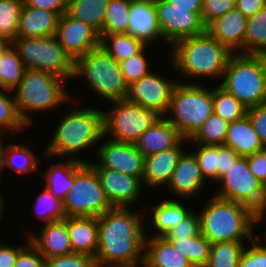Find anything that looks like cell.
Segmentation results:
<instances>
[{"label": "cell", "instance_id": "33", "mask_svg": "<svg viewBox=\"0 0 266 267\" xmlns=\"http://www.w3.org/2000/svg\"><path fill=\"white\" fill-rule=\"evenodd\" d=\"M194 267H205L212 243L201 233L190 238H166Z\"/></svg>", "mask_w": 266, "mask_h": 267}, {"label": "cell", "instance_id": "54", "mask_svg": "<svg viewBox=\"0 0 266 267\" xmlns=\"http://www.w3.org/2000/svg\"><path fill=\"white\" fill-rule=\"evenodd\" d=\"M24 4L29 7L57 12L60 16L67 11L65 0H24Z\"/></svg>", "mask_w": 266, "mask_h": 267}, {"label": "cell", "instance_id": "7", "mask_svg": "<svg viewBox=\"0 0 266 267\" xmlns=\"http://www.w3.org/2000/svg\"><path fill=\"white\" fill-rule=\"evenodd\" d=\"M201 85L179 80L164 116L186 140H190L213 113L212 90Z\"/></svg>", "mask_w": 266, "mask_h": 267}, {"label": "cell", "instance_id": "55", "mask_svg": "<svg viewBox=\"0 0 266 267\" xmlns=\"http://www.w3.org/2000/svg\"><path fill=\"white\" fill-rule=\"evenodd\" d=\"M266 6V0H236V8L249 18Z\"/></svg>", "mask_w": 266, "mask_h": 267}, {"label": "cell", "instance_id": "51", "mask_svg": "<svg viewBox=\"0 0 266 267\" xmlns=\"http://www.w3.org/2000/svg\"><path fill=\"white\" fill-rule=\"evenodd\" d=\"M250 171L266 187V148L246 156Z\"/></svg>", "mask_w": 266, "mask_h": 267}, {"label": "cell", "instance_id": "21", "mask_svg": "<svg viewBox=\"0 0 266 267\" xmlns=\"http://www.w3.org/2000/svg\"><path fill=\"white\" fill-rule=\"evenodd\" d=\"M189 141L184 139L177 147L144 157L143 187L160 188L167 186L179 158L184 153V145Z\"/></svg>", "mask_w": 266, "mask_h": 267}, {"label": "cell", "instance_id": "1", "mask_svg": "<svg viewBox=\"0 0 266 267\" xmlns=\"http://www.w3.org/2000/svg\"><path fill=\"white\" fill-rule=\"evenodd\" d=\"M139 211L113 207L97 217L98 267H132L144 254L147 222Z\"/></svg>", "mask_w": 266, "mask_h": 267}, {"label": "cell", "instance_id": "53", "mask_svg": "<svg viewBox=\"0 0 266 267\" xmlns=\"http://www.w3.org/2000/svg\"><path fill=\"white\" fill-rule=\"evenodd\" d=\"M26 244L20 246L8 245L5 241L0 240V267H13L19 252L30 242L28 235H26Z\"/></svg>", "mask_w": 266, "mask_h": 267}, {"label": "cell", "instance_id": "45", "mask_svg": "<svg viewBox=\"0 0 266 267\" xmlns=\"http://www.w3.org/2000/svg\"><path fill=\"white\" fill-rule=\"evenodd\" d=\"M262 237L256 236L246 244L241 255L239 267H266V244ZM266 239L264 240V242ZM251 246H249V245Z\"/></svg>", "mask_w": 266, "mask_h": 267}, {"label": "cell", "instance_id": "20", "mask_svg": "<svg viewBox=\"0 0 266 267\" xmlns=\"http://www.w3.org/2000/svg\"><path fill=\"white\" fill-rule=\"evenodd\" d=\"M128 33L146 46L162 38L155 2L131 0Z\"/></svg>", "mask_w": 266, "mask_h": 267}, {"label": "cell", "instance_id": "36", "mask_svg": "<svg viewBox=\"0 0 266 267\" xmlns=\"http://www.w3.org/2000/svg\"><path fill=\"white\" fill-rule=\"evenodd\" d=\"M212 89L213 113L227 122L243 118L247 109L219 84Z\"/></svg>", "mask_w": 266, "mask_h": 267}, {"label": "cell", "instance_id": "8", "mask_svg": "<svg viewBox=\"0 0 266 267\" xmlns=\"http://www.w3.org/2000/svg\"><path fill=\"white\" fill-rule=\"evenodd\" d=\"M73 77L86 80L89 89L107 102L126 99L128 84L119 63L100 46L75 61Z\"/></svg>", "mask_w": 266, "mask_h": 267}, {"label": "cell", "instance_id": "10", "mask_svg": "<svg viewBox=\"0 0 266 267\" xmlns=\"http://www.w3.org/2000/svg\"><path fill=\"white\" fill-rule=\"evenodd\" d=\"M63 202L67 217H98L113 208L89 163H81L74 170V184Z\"/></svg>", "mask_w": 266, "mask_h": 267}, {"label": "cell", "instance_id": "35", "mask_svg": "<svg viewBox=\"0 0 266 267\" xmlns=\"http://www.w3.org/2000/svg\"><path fill=\"white\" fill-rule=\"evenodd\" d=\"M244 54L266 55V6L247 20Z\"/></svg>", "mask_w": 266, "mask_h": 267}, {"label": "cell", "instance_id": "30", "mask_svg": "<svg viewBox=\"0 0 266 267\" xmlns=\"http://www.w3.org/2000/svg\"><path fill=\"white\" fill-rule=\"evenodd\" d=\"M29 145L26 144H18L16 142L5 144L3 150V163H2V173L3 170L8 171L13 170L15 173L21 174H29L31 172L40 173L41 167H38L40 164V158L38 159L39 155L37 156L34 154L29 148ZM8 168V169H7Z\"/></svg>", "mask_w": 266, "mask_h": 267}, {"label": "cell", "instance_id": "17", "mask_svg": "<svg viewBox=\"0 0 266 267\" xmlns=\"http://www.w3.org/2000/svg\"><path fill=\"white\" fill-rule=\"evenodd\" d=\"M94 169L112 207L130 208L138 203V199L141 200L144 187L139 178L108 168Z\"/></svg>", "mask_w": 266, "mask_h": 267}, {"label": "cell", "instance_id": "24", "mask_svg": "<svg viewBox=\"0 0 266 267\" xmlns=\"http://www.w3.org/2000/svg\"><path fill=\"white\" fill-rule=\"evenodd\" d=\"M60 15L54 11L23 5L17 37L55 36Z\"/></svg>", "mask_w": 266, "mask_h": 267}, {"label": "cell", "instance_id": "18", "mask_svg": "<svg viewBox=\"0 0 266 267\" xmlns=\"http://www.w3.org/2000/svg\"><path fill=\"white\" fill-rule=\"evenodd\" d=\"M196 157L192 152H185L179 158L172 177L167 184L168 192L180 200L192 199L206 187ZM195 195V196H194Z\"/></svg>", "mask_w": 266, "mask_h": 267}, {"label": "cell", "instance_id": "27", "mask_svg": "<svg viewBox=\"0 0 266 267\" xmlns=\"http://www.w3.org/2000/svg\"><path fill=\"white\" fill-rule=\"evenodd\" d=\"M151 211L150 218L153 230L152 237H164L171 229L175 228L193 209L187 208L179 199H163Z\"/></svg>", "mask_w": 266, "mask_h": 267}, {"label": "cell", "instance_id": "23", "mask_svg": "<svg viewBox=\"0 0 266 267\" xmlns=\"http://www.w3.org/2000/svg\"><path fill=\"white\" fill-rule=\"evenodd\" d=\"M184 138L180 132L163 117L149 127L134 143L136 149L144 156L177 147Z\"/></svg>", "mask_w": 266, "mask_h": 267}, {"label": "cell", "instance_id": "43", "mask_svg": "<svg viewBox=\"0 0 266 267\" xmlns=\"http://www.w3.org/2000/svg\"><path fill=\"white\" fill-rule=\"evenodd\" d=\"M192 153L198 161L201 174L205 181L208 179L215 184L217 183V166H218V145H201L196 144ZM216 181V182H215Z\"/></svg>", "mask_w": 266, "mask_h": 267}, {"label": "cell", "instance_id": "37", "mask_svg": "<svg viewBox=\"0 0 266 267\" xmlns=\"http://www.w3.org/2000/svg\"><path fill=\"white\" fill-rule=\"evenodd\" d=\"M250 241L217 242L212 244L209 261L205 267H239L246 243Z\"/></svg>", "mask_w": 266, "mask_h": 267}, {"label": "cell", "instance_id": "28", "mask_svg": "<svg viewBox=\"0 0 266 267\" xmlns=\"http://www.w3.org/2000/svg\"><path fill=\"white\" fill-rule=\"evenodd\" d=\"M144 254L160 267H194L165 237L148 236Z\"/></svg>", "mask_w": 266, "mask_h": 267}, {"label": "cell", "instance_id": "38", "mask_svg": "<svg viewBox=\"0 0 266 267\" xmlns=\"http://www.w3.org/2000/svg\"><path fill=\"white\" fill-rule=\"evenodd\" d=\"M13 93L0 88V132L14 135V133L19 134L25 128L28 129V126L18 113Z\"/></svg>", "mask_w": 266, "mask_h": 267}, {"label": "cell", "instance_id": "50", "mask_svg": "<svg viewBox=\"0 0 266 267\" xmlns=\"http://www.w3.org/2000/svg\"><path fill=\"white\" fill-rule=\"evenodd\" d=\"M246 115L250 119L262 145L266 148V102L255 107L248 108Z\"/></svg>", "mask_w": 266, "mask_h": 267}, {"label": "cell", "instance_id": "26", "mask_svg": "<svg viewBox=\"0 0 266 267\" xmlns=\"http://www.w3.org/2000/svg\"><path fill=\"white\" fill-rule=\"evenodd\" d=\"M224 145L231 147L242 157L264 149L247 115L229 123Z\"/></svg>", "mask_w": 266, "mask_h": 267}, {"label": "cell", "instance_id": "61", "mask_svg": "<svg viewBox=\"0 0 266 267\" xmlns=\"http://www.w3.org/2000/svg\"><path fill=\"white\" fill-rule=\"evenodd\" d=\"M9 44H10L9 42L0 39V56H1V54L3 53L4 49H5Z\"/></svg>", "mask_w": 266, "mask_h": 267}, {"label": "cell", "instance_id": "39", "mask_svg": "<svg viewBox=\"0 0 266 267\" xmlns=\"http://www.w3.org/2000/svg\"><path fill=\"white\" fill-rule=\"evenodd\" d=\"M39 192L34 203L33 213L37 216L39 223L47 224L55 221L64 220L66 212L64 202L56 198L45 186Z\"/></svg>", "mask_w": 266, "mask_h": 267}, {"label": "cell", "instance_id": "44", "mask_svg": "<svg viewBox=\"0 0 266 267\" xmlns=\"http://www.w3.org/2000/svg\"><path fill=\"white\" fill-rule=\"evenodd\" d=\"M147 48L145 46L138 54L119 62L120 70L128 85L151 72V69H149L151 64H149L147 55H145Z\"/></svg>", "mask_w": 266, "mask_h": 267}, {"label": "cell", "instance_id": "5", "mask_svg": "<svg viewBox=\"0 0 266 267\" xmlns=\"http://www.w3.org/2000/svg\"><path fill=\"white\" fill-rule=\"evenodd\" d=\"M65 79L49 72L26 69L23 79L13 91L17 110L29 127L34 122L33 115L59 107L68 102L72 95L65 89ZM31 124V125H30Z\"/></svg>", "mask_w": 266, "mask_h": 267}, {"label": "cell", "instance_id": "29", "mask_svg": "<svg viewBox=\"0 0 266 267\" xmlns=\"http://www.w3.org/2000/svg\"><path fill=\"white\" fill-rule=\"evenodd\" d=\"M77 160L67 159L64 162L51 164L46 167L44 186L58 199L64 201L67 193L74 184V170L81 164Z\"/></svg>", "mask_w": 266, "mask_h": 267}, {"label": "cell", "instance_id": "58", "mask_svg": "<svg viewBox=\"0 0 266 267\" xmlns=\"http://www.w3.org/2000/svg\"><path fill=\"white\" fill-rule=\"evenodd\" d=\"M3 137L6 138L5 133L0 132V180L2 181V163H3V150L5 147L6 142L3 141ZM1 184V183H0Z\"/></svg>", "mask_w": 266, "mask_h": 267}, {"label": "cell", "instance_id": "41", "mask_svg": "<svg viewBox=\"0 0 266 267\" xmlns=\"http://www.w3.org/2000/svg\"><path fill=\"white\" fill-rule=\"evenodd\" d=\"M229 122L212 113L197 133L188 141L201 145H224Z\"/></svg>", "mask_w": 266, "mask_h": 267}, {"label": "cell", "instance_id": "49", "mask_svg": "<svg viewBox=\"0 0 266 267\" xmlns=\"http://www.w3.org/2000/svg\"><path fill=\"white\" fill-rule=\"evenodd\" d=\"M13 267H46V259L29 242L19 252Z\"/></svg>", "mask_w": 266, "mask_h": 267}, {"label": "cell", "instance_id": "62", "mask_svg": "<svg viewBox=\"0 0 266 267\" xmlns=\"http://www.w3.org/2000/svg\"><path fill=\"white\" fill-rule=\"evenodd\" d=\"M145 1H153V2H156V1H158V0H145Z\"/></svg>", "mask_w": 266, "mask_h": 267}, {"label": "cell", "instance_id": "47", "mask_svg": "<svg viewBox=\"0 0 266 267\" xmlns=\"http://www.w3.org/2000/svg\"><path fill=\"white\" fill-rule=\"evenodd\" d=\"M46 267H98V265L95 258L72 252L47 259Z\"/></svg>", "mask_w": 266, "mask_h": 267}, {"label": "cell", "instance_id": "15", "mask_svg": "<svg viewBox=\"0 0 266 267\" xmlns=\"http://www.w3.org/2000/svg\"><path fill=\"white\" fill-rule=\"evenodd\" d=\"M98 144L96 161L89 163L93 168H108L131 175L142 181L144 172V156L134 144L106 139Z\"/></svg>", "mask_w": 266, "mask_h": 267}, {"label": "cell", "instance_id": "59", "mask_svg": "<svg viewBox=\"0 0 266 267\" xmlns=\"http://www.w3.org/2000/svg\"><path fill=\"white\" fill-rule=\"evenodd\" d=\"M3 194L0 193V221L2 220V217L4 216L5 213V208H6V203H5V198H3ZM1 223V222H0Z\"/></svg>", "mask_w": 266, "mask_h": 267}, {"label": "cell", "instance_id": "40", "mask_svg": "<svg viewBox=\"0 0 266 267\" xmlns=\"http://www.w3.org/2000/svg\"><path fill=\"white\" fill-rule=\"evenodd\" d=\"M24 0H0V39L11 43L17 38Z\"/></svg>", "mask_w": 266, "mask_h": 267}, {"label": "cell", "instance_id": "25", "mask_svg": "<svg viewBox=\"0 0 266 267\" xmlns=\"http://www.w3.org/2000/svg\"><path fill=\"white\" fill-rule=\"evenodd\" d=\"M67 230L73 253L95 258L98 249L97 217H67Z\"/></svg>", "mask_w": 266, "mask_h": 267}, {"label": "cell", "instance_id": "34", "mask_svg": "<svg viewBox=\"0 0 266 267\" xmlns=\"http://www.w3.org/2000/svg\"><path fill=\"white\" fill-rule=\"evenodd\" d=\"M26 67L10 43L0 56V88L14 91L21 83Z\"/></svg>", "mask_w": 266, "mask_h": 267}, {"label": "cell", "instance_id": "9", "mask_svg": "<svg viewBox=\"0 0 266 267\" xmlns=\"http://www.w3.org/2000/svg\"><path fill=\"white\" fill-rule=\"evenodd\" d=\"M11 44L18 51L26 69L42 70L65 80L74 78L75 62L59 44L56 36L17 37Z\"/></svg>", "mask_w": 266, "mask_h": 267}, {"label": "cell", "instance_id": "32", "mask_svg": "<svg viewBox=\"0 0 266 267\" xmlns=\"http://www.w3.org/2000/svg\"><path fill=\"white\" fill-rule=\"evenodd\" d=\"M145 46L142 41L132 37L129 33L100 36V47L118 63L138 54Z\"/></svg>", "mask_w": 266, "mask_h": 267}, {"label": "cell", "instance_id": "52", "mask_svg": "<svg viewBox=\"0 0 266 267\" xmlns=\"http://www.w3.org/2000/svg\"><path fill=\"white\" fill-rule=\"evenodd\" d=\"M240 156L227 145H218L217 181Z\"/></svg>", "mask_w": 266, "mask_h": 267}, {"label": "cell", "instance_id": "4", "mask_svg": "<svg viewBox=\"0 0 266 267\" xmlns=\"http://www.w3.org/2000/svg\"><path fill=\"white\" fill-rule=\"evenodd\" d=\"M199 210L200 233L212 244L217 242L251 241L258 214L250 207L214 195Z\"/></svg>", "mask_w": 266, "mask_h": 267}, {"label": "cell", "instance_id": "57", "mask_svg": "<svg viewBox=\"0 0 266 267\" xmlns=\"http://www.w3.org/2000/svg\"><path fill=\"white\" fill-rule=\"evenodd\" d=\"M132 267H160L154 263L150 258L143 254L139 259L136 260Z\"/></svg>", "mask_w": 266, "mask_h": 267}, {"label": "cell", "instance_id": "22", "mask_svg": "<svg viewBox=\"0 0 266 267\" xmlns=\"http://www.w3.org/2000/svg\"><path fill=\"white\" fill-rule=\"evenodd\" d=\"M42 225V231L38 235L29 230L26 234L30 243L46 260L73 252L67 230V217L64 220Z\"/></svg>", "mask_w": 266, "mask_h": 267}, {"label": "cell", "instance_id": "19", "mask_svg": "<svg viewBox=\"0 0 266 267\" xmlns=\"http://www.w3.org/2000/svg\"><path fill=\"white\" fill-rule=\"evenodd\" d=\"M247 20L248 18L235 8L216 18L206 27V31L231 52L244 54Z\"/></svg>", "mask_w": 266, "mask_h": 267}, {"label": "cell", "instance_id": "56", "mask_svg": "<svg viewBox=\"0 0 266 267\" xmlns=\"http://www.w3.org/2000/svg\"><path fill=\"white\" fill-rule=\"evenodd\" d=\"M173 4V7L193 8V12L201 16L202 0H167Z\"/></svg>", "mask_w": 266, "mask_h": 267}, {"label": "cell", "instance_id": "60", "mask_svg": "<svg viewBox=\"0 0 266 267\" xmlns=\"http://www.w3.org/2000/svg\"><path fill=\"white\" fill-rule=\"evenodd\" d=\"M258 219H259V223L262 224L263 223V220L265 221L266 220V206H265V209L262 211L261 214H259L258 216ZM262 222V223H261ZM266 222V221H265ZM266 231V230H265ZM264 234L266 235V232H264ZM263 239H266V236L263 237Z\"/></svg>", "mask_w": 266, "mask_h": 267}, {"label": "cell", "instance_id": "46", "mask_svg": "<svg viewBox=\"0 0 266 267\" xmlns=\"http://www.w3.org/2000/svg\"><path fill=\"white\" fill-rule=\"evenodd\" d=\"M235 8L236 0H202V22L207 27L216 18Z\"/></svg>", "mask_w": 266, "mask_h": 267}, {"label": "cell", "instance_id": "13", "mask_svg": "<svg viewBox=\"0 0 266 267\" xmlns=\"http://www.w3.org/2000/svg\"><path fill=\"white\" fill-rule=\"evenodd\" d=\"M162 39L170 47L178 40L206 31L201 16L193 8L173 7L167 0L155 2ZM167 42V43H166Z\"/></svg>", "mask_w": 266, "mask_h": 267}, {"label": "cell", "instance_id": "16", "mask_svg": "<svg viewBox=\"0 0 266 267\" xmlns=\"http://www.w3.org/2000/svg\"><path fill=\"white\" fill-rule=\"evenodd\" d=\"M55 36L74 62L100 46V35L89 25L67 13L59 17Z\"/></svg>", "mask_w": 266, "mask_h": 267}, {"label": "cell", "instance_id": "2", "mask_svg": "<svg viewBox=\"0 0 266 267\" xmlns=\"http://www.w3.org/2000/svg\"><path fill=\"white\" fill-rule=\"evenodd\" d=\"M68 109L57 124L48 145L46 144L41 160L67 157L82 163H90L78 155L82 153L81 151H86V148L91 149V146L104 141L103 110L95 106L93 108L79 107V105Z\"/></svg>", "mask_w": 266, "mask_h": 267}, {"label": "cell", "instance_id": "6", "mask_svg": "<svg viewBox=\"0 0 266 267\" xmlns=\"http://www.w3.org/2000/svg\"><path fill=\"white\" fill-rule=\"evenodd\" d=\"M220 86L248 109L266 102V55L233 53Z\"/></svg>", "mask_w": 266, "mask_h": 267}, {"label": "cell", "instance_id": "42", "mask_svg": "<svg viewBox=\"0 0 266 267\" xmlns=\"http://www.w3.org/2000/svg\"><path fill=\"white\" fill-rule=\"evenodd\" d=\"M131 0H109L102 34L128 33Z\"/></svg>", "mask_w": 266, "mask_h": 267}, {"label": "cell", "instance_id": "11", "mask_svg": "<svg viewBox=\"0 0 266 267\" xmlns=\"http://www.w3.org/2000/svg\"><path fill=\"white\" fill-rule=\"evenodd\" d=\"M110 103L114 106L103 111L104 137L114 141L134 144L149 127L163 118L157 111L126 99Z\"/></svg>", "mask_w": 266, "mask_h": 267}, {"label": "cell", "instance_id": "3", "mask_svg": "<svg viewBox=\"0 0 266 267\" xmlns=\"http://www.w3.org/2000/svg\"><path fill=\"white\" fill-rule=\"evenodd\" d=\"M171 49V50H170ZM169 62L181 78L222 79L231 52L207 31L176 41L171 48ZM188 78V79H187Z\"/></svg>", "mask_w": 266, "mask_h": 267}, {"label": "cell", "instance_id": "48", "mask_svg": "<svg viewBox=\"0 0 266 267\" xmlns=\"http://www.w3.org/2000/svg\"><path fill=\"white\" fill-rule=\"evenodd\" d=\"M192 210L180 223L171 229L165 238H190L200 233V219L198 212Z\"/></svg>", "mask_w": 266, "mask_h": 267}, {"label": "cell", "instance_id": "12", "mask_svg": "<svg viewBox=\"0 0 266 267\" xmlns=\"http://www.w3.org/2000/svg\"><path fill=\"white\" fill-rule=\"evenodd\" d=\"M217 184L220 186L212 192L214 196L242 203L258 215L265 209L266 187L250 171L246 157L240 156Z\"/></svg>", "mask_w": 266, "mask_h": 267}, {"label": "cell", "instance_id": "14", "mask_svg": "<svg viewBox=\"0 0 266 267\" xmlns=\"http://www.w3.org/2000/svg\"><path fill=\"white\" fill-rule=\"evenodd\" d=\"M179 80L168 79L151 71L128 85L126 100L149 110L166 115L172 92Z\"/></svg>", "mask_w": 266, "mask_h": 267}, {"label": "cell", "instance_id": "31", "mask_svg": "<svg viewBox=\"0 0 266 267\" xmlns=\"http://www.w3.org/2000/svg\"><path fill=\"white\" fill-rule=\"evenodd\" d=\"M108 3L109 0H71L67 3L66 13L86 23L101 36Z\"/></svg>", "mask_w": 266, "mask_h": 267}]
</instances>
